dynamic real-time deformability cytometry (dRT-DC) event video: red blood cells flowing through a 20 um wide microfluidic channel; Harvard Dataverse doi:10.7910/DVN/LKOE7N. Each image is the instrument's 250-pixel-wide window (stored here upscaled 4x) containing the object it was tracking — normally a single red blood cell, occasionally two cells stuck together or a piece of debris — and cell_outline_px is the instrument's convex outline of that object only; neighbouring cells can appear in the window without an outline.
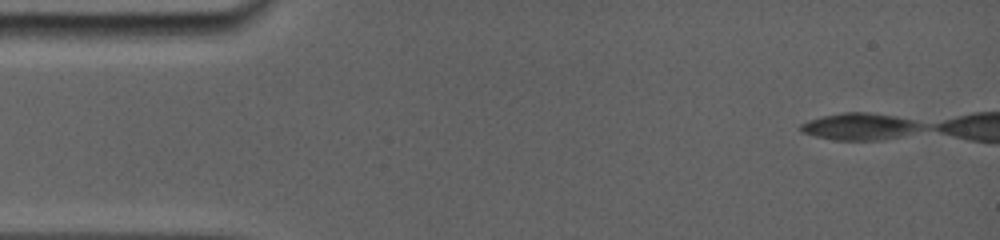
{"species": "common noctule bat (a hibernating species)", "species_latin": "Nyctalus noctula", "temperature_condition": "room temperature", "stored_images_in_passage": 33, "camera_frame_rate_fps": 5000, "um_per_image_px": 0.085, "animal": {"sex": "female", "body_mass_g": 19.0, "forearm_length_mm": 56.7}, "frame": {"image": 1, "passage_image": 1, "time_ms": 0.0, "image_size_px": [1000, 240], "cell_outline_px": [[920, 128], [888, 136], [852, 140], [844, 140], [820, 136], [804, 132], [800, 128], [800, 124], [824, 116], [844, 112], [864, 112], [888, 116], [908, 120], [920, 124]], "centroid_in_image_um": [72.88, 10.71], "position_along_channel_um": 12.1, "area_um2": 16.82}}
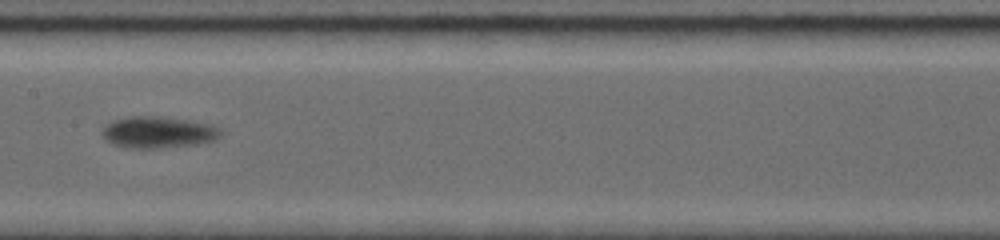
{"frame": {"image": 2, "passage_image": 18, "time_ms": 8.0, "image_size_px": [1000, 240], "cell_outline_px": [[220, 132], [212, 140], [148, 148], [140, 148], [116, 144], [108, 140], [104, 136], [104, 128], [108, 124], [116, 120], [132, 116], [156, 116], [184, 120], [204, 124], [216, 128]], "centroid_in_image_um": [13.35, 11.21], "position_along_channel_um": 194.1, "area_um2": 19.88}}
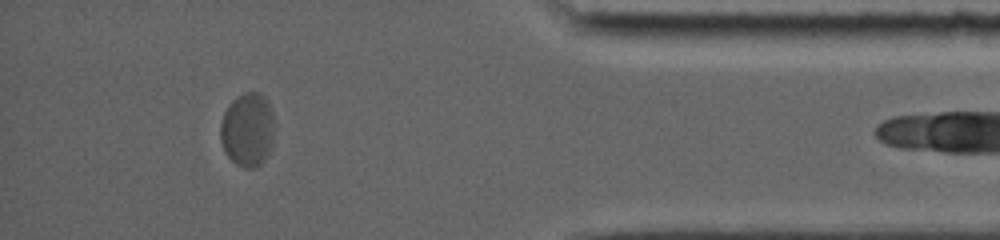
{"frame": {"image": 3, "passage_image": 30, "time_ms": 14.8, "image_size_px": [1000, 240], "cell_outline_px": [[272, 144], [264, 160], [260, 164], [252, 168], [244, 168], [236, 164], [224, 152], [220, 140], [220, 124], [224, 112], [228, 104], [236, 96], [244, 92], [260, 92], [264, 96], [272, 112]], "centroid_in_image_um": [21.0, 11.01], "position_along_channel_um": 414.2, "area_um2": 23.18}, "authors_computed_cell_mechanics": {"area_um2": 18.496, "velocity_mm_per_s": 3.6099, "shape_relaxation_time_tau1_ms": 4.762, "shape_relaxation_time_tau2_ms": null, "deformation_change_tau1": 0.1424, "deformation_change_tau2": null}}